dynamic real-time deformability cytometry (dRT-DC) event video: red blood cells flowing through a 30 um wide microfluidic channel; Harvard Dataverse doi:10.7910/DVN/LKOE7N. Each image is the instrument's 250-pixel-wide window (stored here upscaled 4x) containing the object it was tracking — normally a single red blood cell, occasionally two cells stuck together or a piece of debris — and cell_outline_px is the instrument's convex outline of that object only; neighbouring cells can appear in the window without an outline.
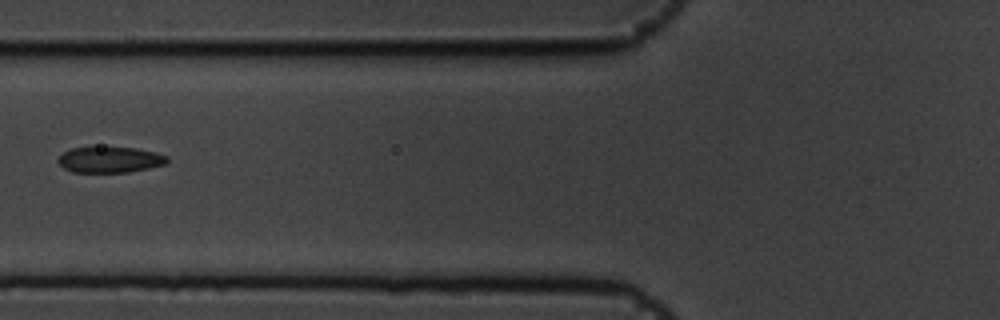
{"species": "common noctule bat (a hibernating species)", "species_latin": "Nyctalus noctula", "temperature_condition": "cold", "stored_images_in_passage": 7, "camera_frame_rate_fps": 3000, "um_per_image_px": 0.085, "animal": {"sex": "male", "body_mass_g": 19.5, "forearm_length_mm": 54.6}, "frame": {"image": 1, "passage_image": 7, "time_ms": 2.0, "image_size_px": [1000, 320], "cell_outline_px": [[168, 160], [164, 164], [148, 168], [128, 172], [72, 172], [64, 168], [56, 160], [64, 152], [72, 148], [136, 148], [156, 152], [168, 156]], "centroid_in_image_um": [9.35, 13.58], "position_along_channel_um": 116.5, "area_um2": 16.18}}